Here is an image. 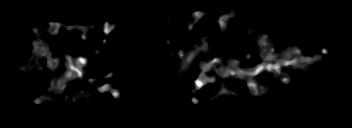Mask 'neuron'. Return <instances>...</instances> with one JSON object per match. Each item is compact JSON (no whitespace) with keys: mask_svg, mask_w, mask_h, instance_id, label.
Here are the masks:
<instances>
[{"mask_svg":"<svg viewBox=\"0 0 352 128\" xmlns=\"http://www.w3.org/2000/svg\"><path fill=\"white\" fill-rule=\"evenodd\" d=\"M194 17H196V22H198V19L202 17V13L200 12H195L194 13ZM228 17L222 15L219 18V22L221 24V30L222 31H227V26H226V22H227ZM195 22V23H196ZM49 25L51 26V28L49 29V32H51L52 34H56V29H58L59 27H61V23H54V22H49ZM192 27H194V23H190L188 25V29L191 30ZM115 28V26L110 25L109 23H107L105 25L104 28V32L105 34H110L111 29ZM79 29L84 30V31H89V29L85 26V25H81L79 27ZM268 37L266 36V34H262L261 36H259V49L260 52L262 53L261 56L262 58H266L269 59L271 61H273V63H267V64H263V65H257L255 66L252 70H242L240 68L237 67L239 63V61H235V62H231L228 61V59H226V63H227V67L225 69L223 68H216V70L220 71L221 77H222V83L225 84L224 79L227 76H231L233 78L236 77H243L245 79H247V82L249 83V86L251 87V93H253L254 95H261L262 94V88L257 85L256 82H254V79L251 78L255 75H257L259 72H261L262 70H268L273 72L277 77H280L282 75V71L281 68L282 67H291L292 69H295L296 67H299L301 65H306L309 64L310 62H316V61H321L320 56H314L310 59H307L304 56H301L300 50L296 47L293 48V52H288L287 54H285V56L282 55H277L276 53H274V51H270L268 50L271 46V44L268 43ZM38 38L35 39L34 41V47L35 50L32 51L34 56H38L41 59L44 58H48L50 57V54L47 50L48 46L41 44L38 42ZM196 48L192 47L190 52L188 53V55L186 56L185 59H183L182 64H180V66L178 68L181 69H186V66L188 65V62H190V60L193 57H196L198 53H195ZM292 55H294V58H290ZM66 58L68 60V64L67 67L70 69L65 76L54 80L53 81V85L51 87V89H57L58 92L64 90V88L66 87V82L68 80H74L76 79L77 76H79L80 78H83V70L82 67L84 65H86V61L83 58H76L75 60H73L71 58V56H69L68 54H66ZM220 59L217 57L213 60L210 61V63H215L218 62ZM59 63V59H53L50 63H49V67L54 69L55 68V64ZM211 64H205L204 65V70H208L210 69V65ZM35 70L36 71H40L41 70V66H37V67H33V68H28L26 67V69L29 70ZM112 76L111 74L109 75H102L100 78L101 79H110ZM249 79V80H248ZM205 80H210L211 83H214L215 80H213L211 77L206 76L205 79L203 80V78H201V76H198V78L196 79L195 86H196V90L201 88V86H203L205 83ZM290 80V77L287 73L283 74V77L281 78V82L283 83H287ZM111 88L110 84H107L104 87H98V91H106L108 89ZM228 90L226 88L221 89L220 93L222 94H227ZM112 94L114 95L115 99H118L120 97L118 90L117 89H113L112 90ZM49 101L50 98L46 97V96H41L39 99H34V102L36 104L41 103L43 101Z\"/></svg>","mask_w":352,"mask_h":128,"instance_id":"2dd73e0c","label":"neuron"}]
</instances>
